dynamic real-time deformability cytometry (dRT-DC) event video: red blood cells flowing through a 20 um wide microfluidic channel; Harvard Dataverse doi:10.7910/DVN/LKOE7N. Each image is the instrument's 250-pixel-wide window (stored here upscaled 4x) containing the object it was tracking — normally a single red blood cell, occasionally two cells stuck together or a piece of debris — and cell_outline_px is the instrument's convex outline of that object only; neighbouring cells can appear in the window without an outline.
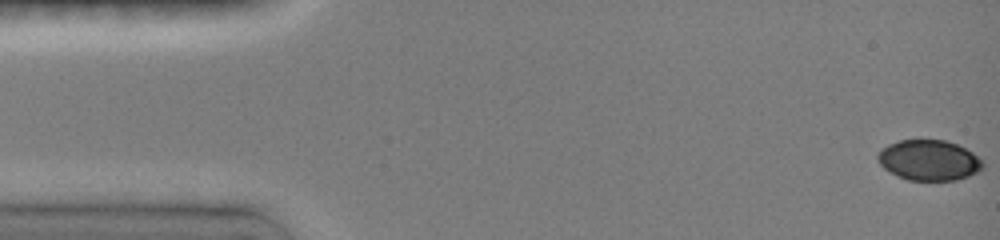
{"species": "common noctule bat (a hibernating species)", "species_latin": "Nyctalus noctula", "temperature_condition": "room temperature", "stored_images_in_passage": 48, "camera_frame_rate_fps": 3000, "um_per_image_px": 0.085, "animal": {"sex": "female", "body_mass_g": 19.0, "forearm_length_mm": 51.5}, "frame": {"image": 1, "passage_image": 1, "time_ms": 0.0, "image_size_px": [1000, 240], "cell_outline_px": [[984, 164], [976, 172], [968, 176], [956, 180], [908, 180], [884, 168], [880, 164], [876, 156], [888, 144], [900, 140], [944, 140], [956, 144], [972, 152]], "centroid_in_image_um": [78.95, 13.61], "position_along_channel_um": 6.1, "area_um2": 24.28}}
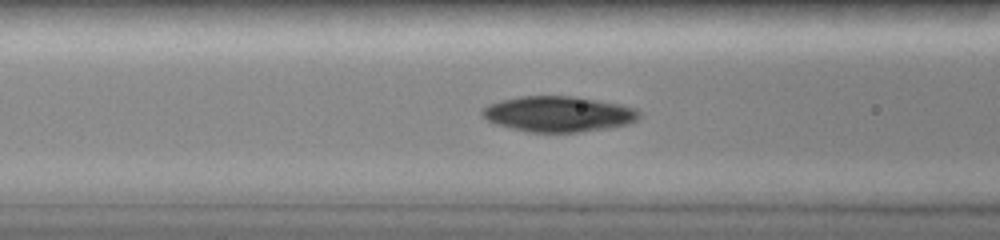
{"frame": {"image": 2, "passage_image": 19, "time_ms": 6.0, "image_size_px": [1000, 240], "cell_outline_px": [[640, 116], [636, 120], [628, 124], [608, 128], [580, 132], [528, 132], [496, 124], [488, 120], [480, 112], [488, 104], [500, 100], [520, 96], [576, 96], [636, 108], [640, 112]], "centroid_in_image_um": [47.46, 9.69], "position_along_channel_um": 119.1, "area_um2": 32.43}}
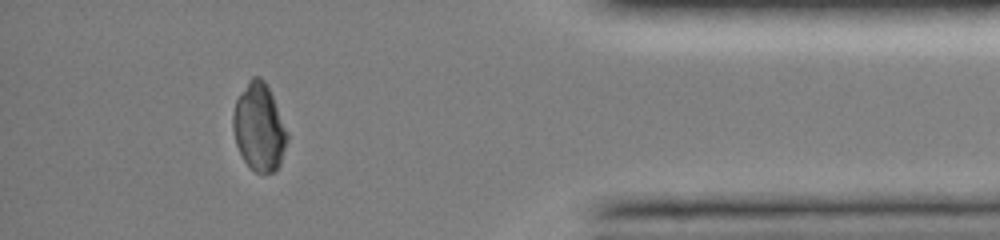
{"frame": {"image": 3, "passage_image": 43, "time_ms": 14.0, "image_size_px": [1000, 240], "cell_outline_px": [[288, 140], [280, 164], [272, 172], [256, 172], [244, 160], [236, 144], [232, 128], [232, 112], [236, 100], [248, 80], [252, 76], [260, 76], [264, 80], [272, 96], [288, 132]], "centroid_in_image_um": [22.01, 10.79], "position_along_channel_um": 413.2, "area_um2": 27.46}, "authors_computed_cell_mechanics": {"area_um2": 29.8537, "velocity_mm_per_s": 4.0115, "shape_relaxation_time_tau1_ms": 7.5308, "shape_relaxation_time_tau2_ms": 6.6361, "deformation_change_tau1": 0.1877, "deformation_change_tau2": 0.0853}}